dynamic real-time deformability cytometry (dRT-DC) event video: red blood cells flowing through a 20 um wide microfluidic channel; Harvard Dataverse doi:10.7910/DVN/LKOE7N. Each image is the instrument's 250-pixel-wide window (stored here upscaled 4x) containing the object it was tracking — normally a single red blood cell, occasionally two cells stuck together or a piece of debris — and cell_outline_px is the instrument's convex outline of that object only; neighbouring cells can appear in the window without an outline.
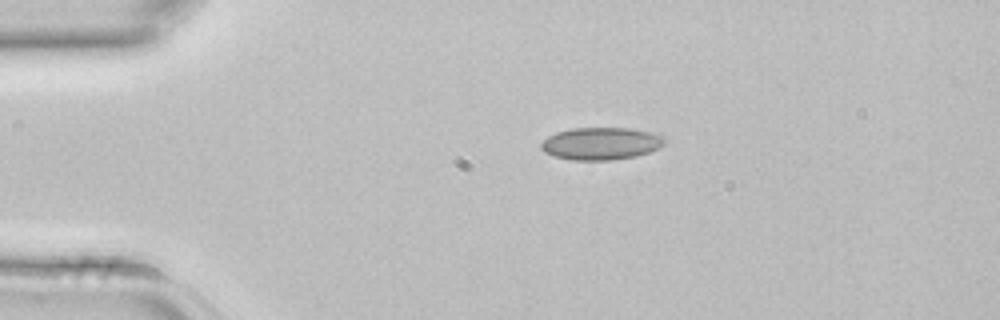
{"species": "common noctule bat (a hibernating species)", "species_latin": "Nyctalus noctula", "temperature_condition": "room temperature", "stored_images_in_passage": 2, "camera_frame_rate_fps": 3000, "um_per_image_px": 0.085, "animal": {"sex": "female", "body_mass_g": 22.7, "forearm_length_mm": 54.2}, "frame": {"image": 1, "passage_image": 1, "time_ms": 0.0, "image_size_px": [1000, 320], "cell_outline_px": [[664, 144], [660, 148], [636, 156], [612, 160], [572, 160], [556, 156], [544, 152], [540, 148], [540, 144], [548, 136], [556, 132], [572, 128], [632, 128], [652, 132], [664, 136]], "centroid_in_image_um": [51.1, 12.19], "position_along_channel_um": 33.9, "area_um2": 23.41}}